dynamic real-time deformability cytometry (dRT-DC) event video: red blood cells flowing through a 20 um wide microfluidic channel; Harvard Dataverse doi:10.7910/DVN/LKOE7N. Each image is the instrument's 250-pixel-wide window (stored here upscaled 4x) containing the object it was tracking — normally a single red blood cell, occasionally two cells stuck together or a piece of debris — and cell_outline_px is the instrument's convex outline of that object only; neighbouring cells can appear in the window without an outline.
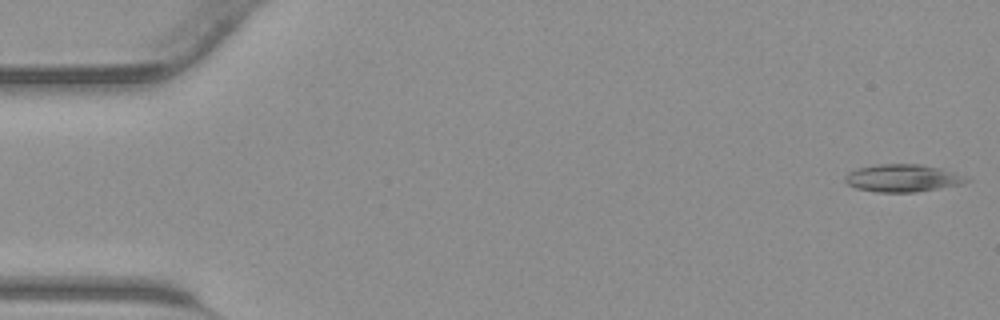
{"species": "common noctule bat (a hibernating species)", "species_latin": "Nyctalus noctula", "temperature_condition": "warm", "stored_images_in_passage": 42, "camera_frame_rate_fps": 3000, "um_per_image_px": 0.085, "animal": {"sex": "male", "body_mass_g": 23.1, "forearm_length_mm": 52.7}, "frame": {"image": 1, "passage_image": 1, "time_ms": 0.0, "image_size_px": [1000, 320], "cell_outline_px": [[972, 180], [964, 184], [916, 192], [876, 192], [856, 188], [848, 184], [844, 180], [844, 176], [848, 172], [856, 168], [876, 164], [920, 164], [940, 168]], "centroid_in_image_um": [76.68, 15.14], "position_along_channel_um": 8.3, "area_um2": 19.48}}
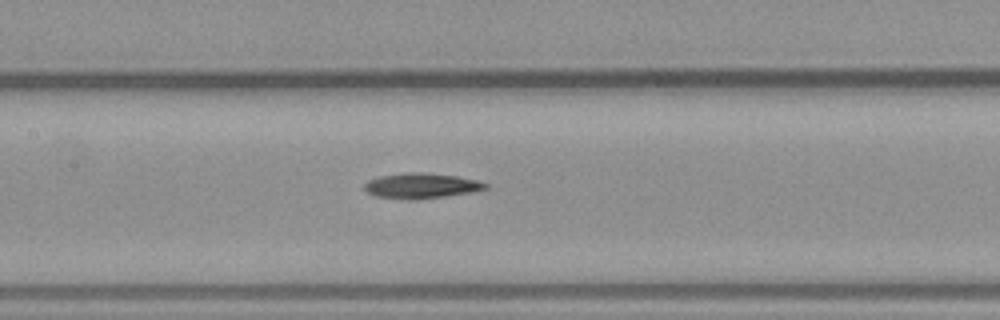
{"frame": {"image": 2, "passage_image": 20, "time_ms": 6.333, "image_size_px": [1000, 320], "cell_outline_px": [[488, 188], [472, 192], [420, 200], [408, 200], [376, 196], [368, 192], [364, 188], [364, 184], [368, 180], [380, 176], [400, 172], [420, 172], [456, 176], [476, 180], [488, 184]], "centroid_in_image_um": [35.79, 15.79], "position_along_channel_um": 171.6, "area_um2": 17.98}}
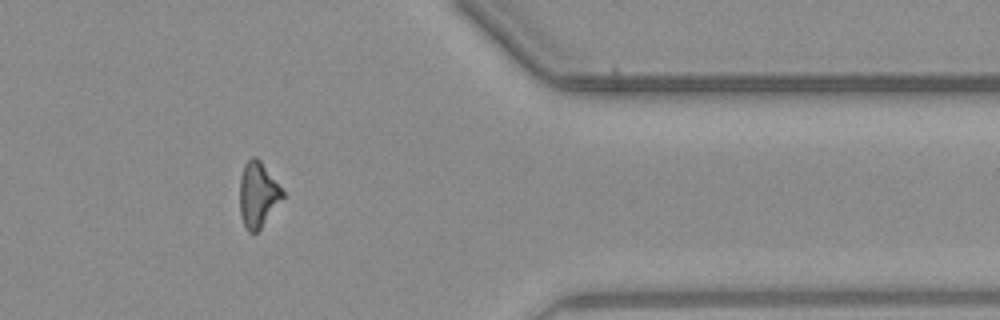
{"frame": {"image": 3, "passage_image": 35, "time_ms": 11.333, "image_size_px": [1000, 320], "cell_outline_px": [[288, 196], [260, 228], [256, 232], [248, 232], [240, 216], [240, 176], [244, 164], [252, 156], [256, 156], [260, 160]], "centroid_in_image_um": [21.96, 16.54], "position_along_channel_um": 389.4, "area_um2": 16.65}}